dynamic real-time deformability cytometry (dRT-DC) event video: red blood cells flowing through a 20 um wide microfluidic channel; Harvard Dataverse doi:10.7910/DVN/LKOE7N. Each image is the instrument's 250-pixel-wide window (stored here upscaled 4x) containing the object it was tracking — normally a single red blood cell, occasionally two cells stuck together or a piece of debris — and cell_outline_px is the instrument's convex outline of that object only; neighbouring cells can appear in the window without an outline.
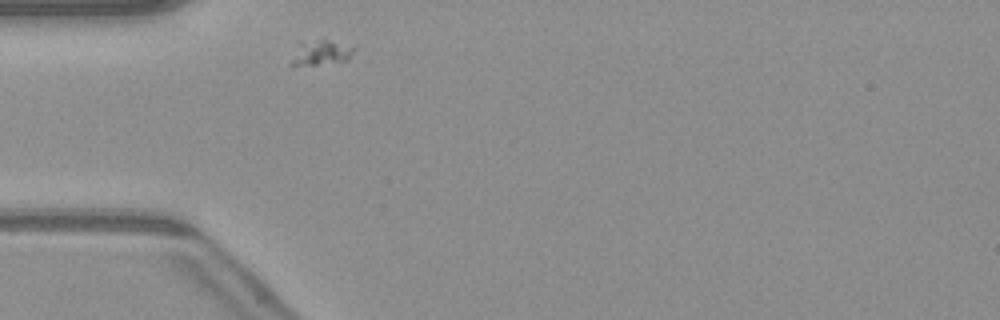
{"species": "common noctule bat (a hibernating species)", "species_latin": "Nyctalus noctula", "temperature_condition": "warm", "stored_images_in_passage": 28, "camera_frame_rate_fps": 3000, "um_per_image_px": 0.085, "animal": {"sex": "male", "body_mass_g": 23.1, "forearm_length_mm": 52.7}, "frame": {"image": 1, "passage_image": 1, "time_ms": 0.0, "image_size_px": [1000, 320], "cell_outline_px": [[356, 48], [348, 60], [292, 68], [288, 64], [300, 40], [324, 36]], "centroid_in_image_um": [27.19, 4.43], "position_along_channel_um": 57.8, "area_um2": 10.12}}